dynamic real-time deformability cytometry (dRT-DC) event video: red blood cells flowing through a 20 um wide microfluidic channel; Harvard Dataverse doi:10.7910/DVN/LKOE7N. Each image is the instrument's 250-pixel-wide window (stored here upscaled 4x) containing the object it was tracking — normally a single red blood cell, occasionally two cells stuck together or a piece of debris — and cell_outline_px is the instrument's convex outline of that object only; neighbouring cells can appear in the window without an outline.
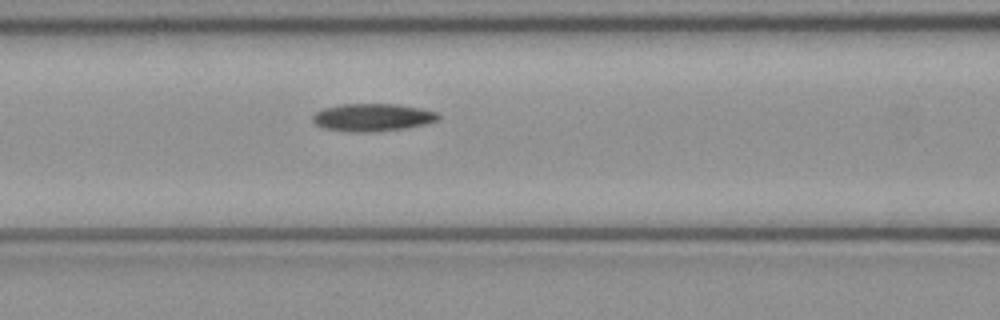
{"species": "common noctule bat (a hibernating species)", "species_latin": "Nyctalus noctula", "temperature_condition": "cold", "stored_images_in_passage": 5, "camera_frame_rate_fps": 3000, "um_per_image_px": 0.085, "animal": {"sex": "female", "body_mass_g": 21.9}, "frame": {"image": 1, "passage_image": 5, "time_ms": 1.333, "image_size_px": [1000, 320], "cell_outline_px": [[440, 120], [428, 124], [404, 128], [376, 132], [348, 132], [324, 128], [316, 124], [312, 120], [312, 116], [316, 112], [324, 108], [344, 104], [396, 104], [420, 108], [440, 112]], "centroid_in_image_um": [31.72, 9.98], "position_along_channel_um": 134.9, "area_um2": 20.46}}